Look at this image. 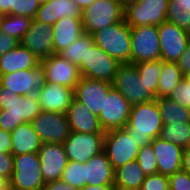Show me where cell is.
<instances>
[{
    "instance_id": "6da1fadb",
    "label": "cell",
    "mask_w": 190,
    "mask_h": 190,
    "mask_svg": "<svg viewBox=\"0 0 190 190\" xmlns=\"http://www.w3.org/2000/svg\"><path fill=\"white\" fill-rule=\"evenodd\" d=\"M37 95H15L0 84V128L13 131L19 124L31 123L41 113Z\"/></svg>"
},
{
    "instance_id": "7a4b0ae2",
    "label": "cell",
    "mask_w": 190,
    "mask_h": 190,
    "mask_svg": "<svg viewBox=\"0 0 190 190\" xmlns=\"http://www.w3.org/2000/svg\"><path fill=\"white\" fill-rule=\"evenodd\" d=\"M163 125L157 99L135 104L131 107L129 121L126 129L132 136L136 145L141 148L150 144L153 139L159 136Z\"/></svg>"
},
{
    "instance_id": "3957f363",
    "label": "cell",
    "mask_w": 190,
    "mask_h": 190,
    "mask_svg": "<svg viewBox=\"0 0 190 190\" xmlns=\"http://www.w3.org/2000/svg\"><path fill=\"white\" fill-rule=\"evenodd\" d=\"M94 43L109 56L122 63H131V28L125 20L108 25L92 34Z\"/></svg>"
},
{
    "instance_id": "277c9868",
    "label": "cell",
    "mask_w": 190,
    "mask_h": 190,
    "mask_svg": "<svg viewBox=\"0 0 190 190\" xmlns=\"http://www.w3.org/2000/svg\"><path fill=\"white\" fill-rule=\"evenodd\" d=\"M112 86L131 104H141L153 101L156 96L140 80L135 64L122 63L112 82Z\"/></svg>"
},
{
    "instance_id": "5b68a950",
    "label": "cell",
    "mask_w": 190,
    "mask_h": 190,
    "mask_svg": "<svg viewBox=\"0 0 190 190\" xmlns=\"http://www.w3.org/2000/svg\"><path fill=\"white\" fill-rule=\"evenodd\" d=\"M123 20L124 7L119 0H95L82 11L84 33L91 35Z\"/></svg>"
},
{
    "instance_id": "8992f818",
    "label": "cell",
    "mask_w": 190,
    "mask_h": 190,
    "mask_svg": "<svg viewBox=\"0 0 190 190\" xmlns=\"http://www.w3.org/2000/svg\"><path fill=\"white\" fill-rule=\"evenodd\" d=\"M14 190H41L45 181L42 177L38 153L14 156V170L9 180Z\"/></svg>"
},
{
    "instance_id": "52a82bcc",
    "label": "cell",
    "mask_w": 190,
    "mask_h": 190,
    "mask_svg": "<svg viewBox=\"0 0 190 190\" xmlns=\"http://www.w3.org/2000/svg\"><path fill=\"white\" fill-rule=\"evenodd\" d=\"M139 147L126 128L113 129L105 132L104 149L113 169L127 162L137 160Z\"/></svg>"
},
{
    "instance_id": "ba28073f",
    "label": "cell",
    "mask_w": 190,
    "mask_h": 190,
    "mask_svg": "<svg viewBox=\"0 0 190 190\" xmlns=\"http://www.w3.org/2000/svg\"><path fill=\"white\" fill-rule=\"evenodd\" d=\"M169 0H140L124 8V20L131 27L159 26L166 22Z\"/></svg>"
},
{
    "instance_id": "9c48e42d",
    "label": "cell",
    "mask_w": 190,
    "mask_h": 190,
    "mask_svg": "<svg viewBox=\"0 0 190 190\" xmlns=\"http://www.w3.org/2000/svg\"><path fill=\"white\" fill-rule=\"evenodd\" d=\"M160 59L159 32L156 25L131 27V63Z\"/></svg>"
},
{
    "instance_id": "30bf717a",
    "label": "cell",
    "mask_w": 190,
    "mask_h": 190,
    "mask_svg": "<svg viewBox=\"0 0 190 190\" xmlns=\"http://www.w3.org/2000/svg\"><path fill=\"white\" fill-rule=\"evenodd\" d=\"M120 65L119 61L93 43L90 48H87L85 63L81 64L79 71L81 77L112 84Z\"/></svg>"
},
{
    "instance_id": "8fae6325",
    "label": "cell",
    "mask_w": 190,
    "mask_h": 190,
    "mask_svg": "<svg viewBox=\"0 0 190 190\" xmlns=\"http://www.w3.org/2000/svg\"><path fill=\"white\" fill-rule=\"evenodd\" d=\"M105 133H79L70 131L62 144L68 161L85 163L103 152Z\"/></svg>"
},
{
    "instance_id": "7c38bea8",
    "label": "cell",
    "mask_w": 190,
    "mask_h": 190,
    "mask_svg": "<svg viewBox=\"0 0 190 190\" xmlns=\"http://www.w3.org/2000/svg\"><path fill=\"white\" fill-rule=\"evenodd\" d=\"M0 84L15 95H37L46 84L44 67L39 64L34 69L0 75Z\"/></svg>"
},
{
    "instance_id": "4fadbf2b",
    "label": "cell",
    "mask_w": 190,
    "mask_h": 190,
    "mask_svg": "<svg viewBox=\"0 0 190 190\" xmlns=\"http://www.w3.org/2000/svg\"><path fill=\"white\" fill-rule=\"evenodd\" d=\"M31 124L42 143L63 144L70 134L66 113L41 111Z\"/></svg>"
},
{
    "instance_id": "5bb4252c",
    "label": "cell",
    "mask_w": 190,
    "mask_h": 190,
    "mask_svg": "<svg viewBox=\"0 0 190 190\" xmlns=\"http://www.w3.org/2000/svg\"><path fill=\"white\" fill-rule=\"evenodd\" d=\"M132 105L122 94L112 87L105 97L104 110L99 115V122L104 132L125 128L129 121Z\"/></svg>"
},
{
    "instance_id": "9a60e30c",
    "label": "cell",
    "mask_w": 190,
    "mask_h": 190,
    "mask_svg": "<svg viewBox=\"0 0 190 190\" xmlns=\"http://www.w3.org/2000/svg\"><path fill=\"white\" fill-rule=\"evenodd\" d=\"M160 41V59L176 63L190 41V34L175 24L164 22L157 26Z\"/></svg>"
},
{
    "instance_id": "2e32d148",
    "label": "cell",
    "mask_w": 190,
    "mask_h": 190,
    "mask_svg": "<svg viewBox=\"0 0 190 190\" xmlns=\"http://www.w3.org/2000/svg\"><path fill=\"white\" fill-rule=\"evenodd\" d=\"M112 87L108 82L81 77L74 89V98L99 117Z\"/></svg>"
},
{
    "instance_id": "e0dca14e",
    "label": "cell",
    "mask_w": 190,
    "mask_h": 190,
    "mask_svg": "<svg viewBox=\"0 0 190 190\" xmlns=\"http://www.w3.org/2000/svg\"><path fill=\"white\" fill-rule=\"evenodd\" d=\"M44 67L46 82L60 84L75 89L81 74L79 67L65 59L59 54H53L41 61Z\"/></svg>"
},
{
    "instance_id": "ac0fdd59",
    "label": "cell",
    "mask_w": 190,
    "mask_h": 190,
    "mask_svg": "<svg viewBox=\"0 0 190 190\" xmlns=\"http://www.w3.org/2000/svg\"><path fill=\"white\" fill-rule=\"evenodd\" d=\"M23 47L28 48L38 60L42 61L55 54L53 46V25L43 24L33 19L23 39Z\"/></svg>"
},
{
    "instance_id": "d6986e66",
    "label": "cell",
    "mask_w": 190,
    "mask_h": 190,
    "mask_svg": "<svg viewBox=\"0 0 190 190\" xmlns=\"http://www.w3.org/2000/svg\"><path fill=\"white\" fill-rule=\"evenodd\" d=\"M41 172L45 183L61 179L68 157L60 143H42L38 151Z\"/></svg>"
},
{
    "instance_id": "ffe728a7",
    "label": "cell",
    "mask_w": 190,
    "mask_h": 190,
    "mask_svg": "<svg viewBox=\"0 0 190 190\" xmlns=\"http://www.w3.org/2000/svg\"><path fill=\"white\" fill-rule=\"evenodd\" d=\"M42 111L66 113L74 98V89L46 82L37 94Z\"/></svg>"
},
{
    "instance_id": "44dd1931",
    "label": "cell",
    "mask_w": 190,
    "mask_h": 190,
    "mask_svg": "<svg viewBox=\"0 0 190 190\" xmlns=\"http://www.w3.org/2000/svg\"><path fill=\"white\" fill-rule=\"evenodd\" d=\"M151 144L156 155L158 174L169 176L181 170L182 147L159 137L153 139Z\"/></svg>"
},
{
    "instance_id": "7402d4cb",
    "label": "cell",
    "mask_w": 190,
    "mask_h": 190,
    "mask_svg": "<svg viewBox=\"0 0 190 190\" xmlns=\"http://www.w3.org/2000/svg\"><path fill=\"white\" fill-rule=\"evenodd\" d=\"M64 17L82 18V10L74 0H50L42 3L34 20L43 24L54 25Z\"/></svg>"
},
{
    "instance_id": "603a6c76",
    "label": "cell",
    "mask_w": 190,
    "mask_h": 190,
    "mask_svg": "<svg viewBox=\"0 0 190 190\" xmlns=\"http://www.w3.org/2000/svg\"><path fill=\"white\" fill-rule=\"evenodd\" d=\"M70 131L79 133H105L99 118L86 105L73 98L66 112Z\"/></svg>"
},
{
    "instance_id": "cb8c5ba5",
    "label": "cell",
    "mask_w": 190,
    "mask_h": 190,
    "mask_svg": "<svg viewBox=\"0 0 190 190\" xmlns=\"http://www.w3.org/2000/svg\"><path fill=\"white\" fill-rule=\"evenodd\" d=\"M85 185H114V169L103 151L84 163Z\"/></svg>"
},
{
    "instance_id": "d4e9b609",
    "label": "cell",
    "mask_w": 190,
    "mask_h": 190,
    "mask_svg": "<svg viewBox=\"0 0 190 190\" xmlns=\"http://www.w3.org/2000/svg\"><path fill=\"white\" fill-rule=\"evenodd\" d=\"M41 61L26 47L19 44L0 56V75L19 70L34 69Z\"/></svg>"
},
{
    "instance_id": "484cf974",
    "label": "cell",
    "mask_w": 190,
    "mask_h": 190,
    "mask_svg": "<svg viewBox=\"0 0 190 190\" xmlns=\"http://www.w3.org/2000/svg\"><path fill=\"white\" fill-rule=\"evenodd\" d=\"M84 33L82 18L64 17L53 25V46L55 54L64 50Z\"/></svg>"
},
{
    "instance_id": "4316f807",
    "label": "cell",
    "mask_w": 190,
    "mask_h": 190,
    "mask_svg": "<svg viewBox=\"0 0 190 190\" xmlns=\"http://www.w3.org/2000/svg\"><path fill=\"white\" fill-rule=\"evenodd\" d=\"M12 137V155L38 153L42 142L31 123L19 124L10 132Z\"/></svg>"
},
{
    "instance_id": "83f0119b",
    "label": "cell",
    "mask_w": 190,
    "mask_h": 190,
    "mask_svg": "<svg viewBox=\"0 0 190 190\" xmlns=\"http://www.w3.org/2000/svg\"><path fill=\"white\" fill-rule=\"evenodd\" d=\"M145 174L137 160L127 162L114 169V186L117 190H135L141 188Z\"/></svg>"
},
{
    "instance_id": "f1b7e54d",
    "label": "cell",
    "mask_w": 190,
    "mask_h": 190,
    "mask_svg": "<svg viewBox=\"0 0 190 190\" xmlns=\"http://www.w3.org/2000/svg\"><path fill=\"white\" fill-rule=\"evenodd\" d=\"M163 124L168 123H190V109L177 104L169 97L157 99Z\"/></svg>"
},
{
    "instance_id": "f546056e",
    "label": "cell",
    "mask_w": 190,
    "mask_h": 190,
    "mask_svg": "<svg viewBox=\"0 0 190 190\" xmlns=\"http://www.w3.org/2000/svg\"><path fill=\"white\" fill-rule=\"evenodd\" d=\"M183 79L184 75L177 63L163 62L157 88V99L168 97Z\"/></svg>"
},
{
    "instance_id": "4dcf8cb0",
    "label": "cell",
    "mask_w": 190,
    "mask_h": 190,
    "mask_svg": "<svg viewBox=\"0 0 190 190\" xmlns=\"http://www.w3.org/2000/svg\"><path fill=\"white\" fill-rule=\"evenodd\" d=\"M93 43V36L91 34L83 33L73 43H71L64 50L60 51L58 54L63 59L80 67L82 63H85L87 48H90Z\"/></svg>"
},
{
    "instance_id": "1f68e13d",
    "label": "cell",
    "mask_w": 190,
    "mask_h": 190,
    "mask_svg": "<svg viewBox=\"0 0 190 190\" xmlns=\"http://www.w3.org/2000/svg\"><path fill=\"white\" fill-rule=\"evenodd\" d=\"M158 137L183 149L188 148L190 147V123L163 124Z\"/></svg>"
},
{
    "instance_id": "d6a6232c",
    "label": "cell",
    "mask_w": 190,
    "mask_h": 190,
    "mask_svg": "<svg viewBox=\"0 0 190 190\" xmlns=\"http://www.w3.org/2000/svg\"><path fill=\"white\" fill-rule=\"evenodd\" d=\"M40 5L39 0H1L0 12L34 19Z\"/></svg>"
},
{
    "instance_id": "836d02e7",
    "label": "cell",
    "mask_w": 190,
    "mask_h": 190,
    "mask_svg": "<svg viewBox=\"0 0 190 190\" xmlns=\"http://www.w3.org/2000/svg\"><path fill=\"white\" fill-rule=\"evenodd\" d=\"M33 18L18 15H3L0 31L21 41L32 24Z\"/></svg>"
},
{
    "instance_id": "e575fe53",
    "label": "cell",
    "mask_w": 190,
    "mask_h": 190,
    "mask_svg": "<svg viewBox=\"0 0 190 190\" xmlns=\"http://www.w3.org/2000/svg\"><path fill=\"white\" fill-rule=\"evenodd\" d=\"M163 62L164 61L162 59H159L156 61L135 64L139 73L140 80L144 81V83L147 85V88L156 96V98Z\"/></svg>"
},
{
    "instance_id": "d590c367",
    "label": "cell",
    "mask_w": 190,
    "mask_h": 190,
    "mask_svg": "<svg viewBox=\"0 0 190 190\" xmlns=\"http://www.w3.org/2000/svg\"><path fill=\"white\" fill-rule=\"evenodd\" d=\"M61 180L73 188H83L85 186L84 163L68 161L66 168L63 171Z\"/></svg>"
},
{
    "instance_id": "8d00e7d4",
    "label": "cell",
    "mask_w": 190,
    "mask_h": 190,
    "mask_svg": "<svg viewBox=\"0 0 190 190\" xmlns=\"http://www.w3.org/2000/svg\"><path fill=\"white\" fill-rule=\"evenodd\" d=\"M166 21L190 34V7L168 6Z\"/></svg>"
},
{
    "instance_id": "74e56055",
    "label": "cell",
    "mask_w": 190,
    "mask_h": 190,
    "mask_svg": "<svg viewBox=\"0 0 190 190\" xmlns=\"http://www.w3.org/2000/svg\"><path fill=\"white\" fill-rule=\"evenodd\" d=\"M137 162L140 164L145 176L158 173L156 155L152 149L151 143L139 149Z\"/></svg>"
},
{
    "instance_id": "f35d334b",
    "label": "cell",
    "mask_w": 190,
    "mask_h": 190,
    "mask_svg": "<svg viewBox=\"0 0 190 190\" xmlns=\"http://www.w3.org/2000/svg\"><path fill=\"white\" fill-rule=\"evenodd\" d=\"M168 97L177 104L190 109V82L184 78Z\"/></svg>"
},
{
    "instance_id": "ab89813d",
    "label": "cell",
    "mask_w": 190,
    "mask_h": 190,
    "mask_svg": "<svg viewBox=\"0 0 190 190\" xmlns=\"http://www.w3.org/2000/svg\"><path fill=\"white\" fill-rule=\"evenodd\" d=\"M141 190H170L169 178L162 174L145 176Z\"/></svg>"
},
{
    "instance_id": "60d3db41",
    "label": "cell",
    "mask_w": 190,
    "mask_h": 190,
    "mask_svg": "<svg viewBox=\"0 0 190 190\" xmlns=\"http://www.w3.org/2000/svg\"><path fill=\"white\" fill-rule=\"evenodd\" d=\"M170 190H190V174L179 170L168 176Z\"/></svg>"
},
{
    "instance_id": "b9f144b4",
    "label": "cell",
    "mask_w": 190,
    "mask_h": 190,
    "mask_svg": "<svg viewBox=\"0 0 190 190\" xmlns=\"http://www.w3.org/2000/svg\"><path fill=\"white\" fill-rule=\"evenodd\" d=\"M14 170V156L0 152V177L10 180Z\"/></svg>"
},
{
    "instance_id": "7bdbcfd3",
    "label": "cell",
    "mask_w": 190,
    "mask_h": 190,
    "mask_svg": "<svg viewBox=\"0 0 190 190\" xmlns=\"http://www.w3.org/2000/svg\"><path fill=\"white\" fill-rule=\"evenodd\" d=\"M20 44V41L15 37L5 34L0 31V56L16 48Z\"/></svg>"
},
{
    "instance_id": "ee69618b",
    "label": "cell",
    "mask_w": 190,
    "mask_h": 190,
    "mask_svg": "<svg viewBox=\"0 0 190 190\" xmlns=\"http://www.w3.org/2000/svg\"><path fill=\"white\" fill-rule=\"evenodd\" d=\"M0 152L12 154L11 133L1 128H0Z\"/></svg>"
},
{
    "instance_id": "f6af8a7d",
    "label": "cell",
    "mask_w": 190,
    "mask_h": 190,
    "mask_svg": "<svg viewBox=\"0 0 190 190\" xmlns=\"http://www.w3.org/2000/svg\"><path fill=\"white\" fill-rule=\"evenodd\" d=\"M176 63L183 75L190 72V41L187 44L184 53L181 55Z\"/></svg>"
},
{
    "instance_id": "bcb514c9",
    "label": "cell",
    "mask_w": 190,
    "mask_h": 190,
    "mask_svg": "<svg viewBox=\"0 0 190 190\" xmlns=\"http://www.w3.org/2000/svg\"><path fill=\"white\" fill-rule=\"evenodd\" d=\"M45 190H79L69 186L67 183L62 181L61 179L46 183L44 186Z\"/></svg>"
},
{
    "instance_id": "7dc6e473",
    "label": "cell",
    "mask_w": 190,
    "mask_h": 190,
    "mask_svg": "<svg viewBox=\"0 0 190 190\" xmlns=\"http://www.w3.org/2000/svg\"><path fill=\"white\" fill-rule=\"evenodd\" d=\"M181 170L190 174V147L183 149Z\"/></svg>"
},
{
    "instance_id": "c3c4849f",
    "label": "cell",
    "mask_w": 190,
    "mask_h": 190,
    "mask_svg": "<svg viewBox=\"0 0 190 190\" xmlns=\"http://www.w3.org/2000/svg\"><path fill=\"white\" fill-rule=\"evenodd\" d=\"M79 190H117V188L114 185H99V186L85 185L83 188Z\"/></svg>"
},
{
    "instance_id": "681fc988",
    "label": "cell",
    "mask_w": 190,
    "mask_h": 190,
    "mask_svg": "<svg viewBox=\"0 0 190 190\" xmlns=\"http://www.w3.org/2000/svg\"><path fill=\"white\" fill-rule=\"evenodd\" d=\"M168 6L190 7V0H169V5Z\"/></svg>"
},
{
    "instance_id": "f907efd6",
    "label": "cell",
    "mask_w": 190,
    "mask_h": 190,
    "mask_svg": "<svg viewBox=\"0 0 190 190\" xmlns=\"http://www.w3.org/2000/svg\"><path fill=\"white\" fill-rule=\"evenodd\" d=\"M77 5L79 6V8L83 11L84 9H86L87 7H89L90 5H92V3L95 0H74Z\"/></svg>"
},
{
    "instance_id": "816d5d0a",
    "label": "cell",
    "mask_w": 190,
    "mask_h": 190,
    "mask_svg": "<svg viewBox=\"0 0 190 190\" xmlns=\"http://www.w3.org/2000/svg\"><path fill=\"white\" fill-rule=\"evenodd\" d=\"M0 190H14V189L11 187L9 180L0 177Z\"/></svg>"
},
{
    "instance_id": "f5cc1de1",
    "label": "cell",
    "mask_w": 190,
    "mask_h": 190,
    "mask_svg": "<svg viewBox=\"0 0 190 190\" xmlns=\"http://www.w3.org/2000/svg\"><path fill=\"white\" fill-rule=\"evenodd\" d=\"M121 5L125 8L127 5H130L135 2H139L140 0H119Z\"/></svg>"
},
{
    "instance_id": "db71d44e",
    "label": "cell",
    "mask_w": 190,
    "mask_h": 190,
    "mask_svg": "<svg viewBox=\"0 0 190 190\" xmlns=\"http://www.w3.org/2000/svg\"><path fill=\"white\" fill-rule=\"evenodd\" d=\"M184 78H185L187 81L190 82V72L186 73V74L184 75Z\"/></svg>"
},
{
    "instance_id": "11a10c76",
    "label": "cell",
    "mask_w": 190,
    "mask_h": 190,
    "mask_svg": "<svg viewBox=\"0 0 190 190\" xmlns=\"http://www.w3.org/2000/svg\"><path fill=\"white\" fill-rule=\"evenodd\" d=\"M39 1L42 4V3H45V2L50 1V0H39Z\"/></svg>"
}]
</instances>
